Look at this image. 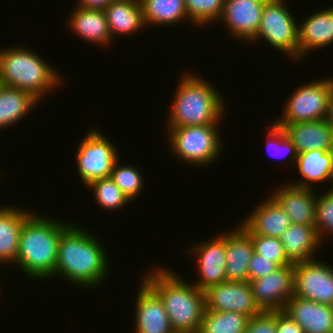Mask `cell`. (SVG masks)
<instances>
[{"mask_svg": "<svg viewBox=\"0 0 333 333\" xmlns=\"http://www.w3.org/2000/svg\"><path fill=\"white\" fill-rule=\"evenodd\" d=\"M295 168L300 172L301 179L290 185L301 188L314 189V183L332 181L333 184V166L331 154L329 151L312 150L298 154L295 162Z\"/></svg>", "mask_w": 333, "mask_h": 333, "instance_id": "d4e9b609", "label": "cell"}, {"mask_svg": "<svg viewBox=\"0 0 333 333\" xmlns=\"http://www.w3.org/2000/svg\"><path fill=\"white\" fill-rule=\"evenodd\" d=\"M31 213L21 227L18 255L14 265L29 278L49 279L55 274L58 244L62 232L69 226Z\"/></svg>", "mask_w": 333, "mask_h": 333, "instance_id": "3957f363", "label": "cell"}, {"mask_svg": "<svg viewBox=\"0 0 333 333\" xmlns=\"http://www.w3.org/2000/svg\"><path fill=\"white\" fill-rule=\"evenodd\" d=\"M44 60L24 46L0 50V84L27 91L40 102L62 83L59 72Z\"/></svg>", "mask_w": 333, "mask_h": 333, "instance_id": "5b68a950", "label": "cell"}, {"mask_svg": "<svg viewBox=\"0 0 333 333\" xmlns=\"http://www.w3.org/2000/svg\"><path fill=\"white\" fill-rule=\"evenodd\" d=\"M286 257L294 264L316 259L314 255L321 246L315 226L291 223L281 235Z\"/></svg>", "mask_w": 333, "mask_h": 333, "instance_id": "cb8c5ba5", "label": "cell"}, {"mask_svg": "<svg viewBox=\"0 0 333 333\" xmlns=\"http://www.w3.org/2000/svg\"><path fill=\"white\" fill-rule=\"evenodd\" d=\"M269 126H267V128H268V130H267L268 131L267 132L268 133V136H267L268 139L267 140L268 141L266 143L267 149H268V153H269V151L271 153V149H273V154H275V151H276V153L284 151V154H282V156L284 155L286 157V155L288 156V154H289L288 159L290 158L289 162H291V163H289L287 165H291L292 166L293 165L292 163H294V165H295V162H296L297 157H298V152L296 151V147L294 146L293 142L287 137L284 129L282 127L278 126L275 122L272 123V125H269ZM278 154L277 155L275 154V157L279 156L278 158H280V155H278Z\"/></svg>", "mask_w": 333, "mask_h": 333, "instance_id": "e575fe53", "label": "cell"}, {"mask_svg": "<svg viewBox=\"0 0 333 333\" xmlns=\"http://www.w3.org/2000/svg\"><path fill=\"white\" fill-rule=\"evenodd\" d=\"M217 124L203 126L166 127L169 148L178 160L185 164L207 166L217 161L222 151L221 137ZM219 131V132H218Z\"/></svg>", "mask_w": 333, "mask_h": 333, "instance_id": "8992f818", "label": "cell"}, {"mask_svg": "<svg viewBox=\"0 0 333 333\" xmlns=\"http://www.w3.org/2000/svg\"><path fill=\"white\" fill-rule=\"evenodd\" d=\"M267 0H224L220 21L229 35L242 41H251L257 34ZM227 26V27H226Z\"/></svg>", "mask_w": 333, "mask_h": 333, "instance_id": "4fadbf2b", "label": "cell"}, {"mask_svg": "<svg viewBox=\"0 0 333 333\" xmlns=\"http://www.w3.org/2000/svg\"><path fill=\"white\" fill-rule=\"evenodd\" d=\"M5 206L0 207V262L14 264L18 255L21 227L32 212L17 206L14 208L11 204Z\"/></svg>", "mask_w": 333, "mask_h": 333, "instance_id": "603a6c76", "label": "cell"}, {"mask_svg": "<svg viewBox=\"0 0 333 333\" xmlns=\"http://www.w3.org/2000/svg\"><path fill=\"white\" fill-rule=\"evenodd\" d=\"M325 120L329 125H333V90L329 98L327 116Z\"/></svg>", "mask_w": 333, "mask_h": 333, "instance_id": "ab89813d", "label": "cell"}, {"mask_svg": "<svg viewBox=\"0 0 333 333\" xmlns=\"http://www.w3.org/2000/svg\"><path fill=\"white\" fill-rule=\"evenodd\" d=\"M333 90V77L299 86L284 106L276 124H292L326 119L329 98Z\"/></svg>", "mask_w": 333, "mask_h": 333, "instance_id": "ba28073f", "label": "cell"}, {"mask_svg": "<svg viewBox=\"0 0 333 333\" xmlns=\"http://www.w3.org/2000/svg\"><path fill=\"white\" fill-rule=\"evenodd\" d=\"M87 188L93 190V194L99 207L105 210H117L124 208L129 204V198L121 191V189L115 184L113 179L104 177L96 179L86 185Z\"/></svg>", "mask_w": 333, "mask_h": 333, "instance_id": "f546056e", "label": "cell"}, {"mask_svg": "<svg viewBox=\"0 0 333 333\" xmlns=\"http://www.w3.org/2000/svg\"><path fill=\"white\" fill-rule=\"evenodd\" d=\"M184 74L175 90L166 126H203L222 121L225 102L216 87L196 73Z\"/></svg>", "mask_w": 333, "mask_h": 333, "instance_id": "277c9868", "label": "cell"}, {"mask_svg": "<svg viewBox=\"0 0 333 333\" xmlns=\"http://www.w3.org/2000/svg\"><path fill=\"white\" fill-rule=\"evenodd\" d=\"M196 245L189 250V254L194 253V258H197L196 271L198 270L200 276V280L194 285L204 291L212 285L226 281L225 233Z\"/></svg>", "mask_w": 333, "mask_h": 333, "instance_id": "5bb4252c", "label": "cell"}, {"mask_svg": "<svg viewBox=\"0 0 333 333\" xmlns=\"http://www.w3.org/2000/svg\"><path fill=\"white\" fill-rule=\"evenodd\" d=\"M291 225L290 218L269 196L240 223L247 234L279 238Z\"/></svg>", "mask_w": 333, "mask_h": 333, "instance_id": "ac0fdd59", "label": "cell"}, {"mask_svg": "<svg viewBox=\"0 0 333 333\" xmlns=\"http://www.w3.org/2000/svg\"><path fill=\"white\" fill-rule=\"evenodd\" d=\"M304 333H333V306L293 296L284 310Z\"/></svg>", "mask_w": 333, "mask_h": 333, "instance_id": "e0dca14e", "label": "cell"}, {"mask_svg": "<svg viewBox=\"0 0 333 333\" xmlns=\"http://www.w3.org/2000/svg\"><path fill=\"white\" fill-rule=\"evenodd\" d=\"M279 267L277 263L270 262V259L262 258L259 254L254 252L249 263L248 281L250 282L265 277L276 271Z\"/></svg>", "mask_w": 333, "mask_h": 333, "instance_id": "8d00e7d4", "label": "cell"}, {"mask_svg": "<svg viewBox=\"0 0 333 333\" xmlns=\"http://www.w3.org/2000/svg\"><path fill=\"white\" fill-rule=\"evenodd\" d=\"M204 292L206 310L238 312L249 318L262 312L255 303L249 281H224L208 287Z\"/></svg>", "mask_w": 333, "mask_h": 333, "instance_id": "7c38bea8", "label": "cell"}, {"mask_svg": "<svg viewBox=\"0 0 333 333\" xmlns=\"http://www.w3.org/2000/svg\"><path fill=\"white\" fill-rule=\"evenodd\" d=\"M322 195L317 196L315 222V228L321 242L328 236L327 233L333 236V187Z\"/></svg>", "mask_w": 333, "mask_h": 333, "instance_id": "836d02e7", "label": "cell"}, {"mask_svg": "<svg viewBox=\"0 0 333 333\" xmlns=\"http://www.w3.org/2000/svg\"><path fill=\"white\" fill-rule=\"evenodd\" d=\"M238 312L206 310L198 333H245L249 321Z\"/></svg>", "mask_w": 333, "mask_h": 333, "instance_id": "f1b7e54d", "label": "cell"}, {"mask_svg": "<svg viewBox=\"0 0 333 333\" xmlns=\"http://www.w3.org/2000/svg\"><path fill=\"white\" fill-rule=\"evenodd\" d=\"M255 303L261 311H282L294 296V264L249 282Z\"/></svg>", "mask_w": 333, "mask_h": 333, "instance_id": "8fae6325", "label": "cell"}, {"mask_svg": "<svg viewBox=\"0 0 333 333\" xmlns=\"http://www.w3.org/2000/svg\"><path fill=\"white\" fill-rule=\"evenodd\" d=\"M113 0H78L81 8L104 10Z\"/></svg>", "mask_w": 333, "mask_h": 333, "instance_id": "f35d334b", "label": "cell"}, {"mask_svg": "<svg viewBox=\"0 0 333 333\" xmlns=\"http://www.w3.org/2000/svg\"><path fill=\"white\" fill-rule=\"evenodd\" d=\"M38 101L27 91L0 84V129L20 122Z\"/></svg>", "mask_w": 333, "mask_h": 333, "instance_id": "4316f807", "label": "cell"}, {"mask_svg": "<svg viewBox=\"0 0 333 333\" xmlns=\"http://www.w3.org/2000/svg\"><path fill=\"white\" fill-rule=\"evenodd\" d=\"M254 246V252L262 258L270 259L279 266L293 264L285 255L283 244L279 238L262 236L259 234H248Z\"/></svg>", "mask_w": 333, "mask_h": 333, "instance_id": "d6a6232c", "label": "cell"}, {"mask_svg": "<svg viewBox=\"0 0 333 333\" xmlns=\"http://www.w3.org/2000/svg\"><path fill=\"white\" fill-rule=\"evenodd\" d=\"M285 0H267L261 17L260 28L251 43L266 40L278 51L286 52L293 60H299L298 24L287 9Z\"/></svg>", "mask_w": 333, "mask_h": 333, "instance_id": "52a82bcc", "label": "cell"}, {"mask_svg": "<svg viewBox=\"0 0 333 333\" xmlns=\"http://www.w3.org/2000/svg\"><path fill=\"white\" fill-rule=\"evenodd\" d=\"M104 12L112 39L113 35H131L145 27L140 0H113Z\"/></svg>", "mask_w": 333, "mask_h": 333, "instance_id": "484cf974", "label": "cell"}, {"mask_svg": "<svg viewBox=\"0 0 333 333\" xmlns=\"http://www.w3.org/2000/svg\"><path fill=\"white\" fill-rule=\"evenodd\" d=\"M73 11V12H72ZM69 17L71 32L97 46L106 47L113 40L108 28L104 10L86 9L75 6ZM86 38V39H85Z\"/></svg>", "mask_w": 333, "mask_h": 333, "instance_id": "7402d4cb", "label": "cell"}, {"mask_svg": "<svg viewBox=\"0 0 333 333\" xmlns=\"http://www.w3.org/2000/svg\"><path fill=\"white\" fill-rule=\"evenodd\" d=\"M91 129L80 141L75 154L78 175L85 186L96 179L109 177L119 158L113 142L106 139L99 129Z\"/></svg>", "mask_w": 333, "mask_h": 333, "instance_id": "9c48e42d", "label": "cell"}, {"mask_svg": "<svg viewBox=\"0 0 333 333\" xmlns=\"http://www.w3.org/2000/svg\"><path fill=\"white\" fill-rule=\"evenodd\" d=\"M145 27L175 25L190 20L184 0H140ZM147 25V26H146Z\"/></svg>", "mask_w": 333, "mask_h": 333, "instance_id": "83f0119b", "label": "cell"}, {"mask_svg": "<svg viewBox=\"0 0 333 333\" xmlns=\"http://www.w3.org/2000/svg\"><path fill=\"white\" fill-rule=\"evenodd\" d=\"M135 301L136 333H174L160 297L142 280Z\"/></svg>", "mask_w": 333, "mask_h": 333, "instance_id": "9a60e30c", "label": "cell"}, {"mask_svg": "<svg viewBox=\"0 0 333 333\" xmlns=\"http://www.w3.org/2000/svg\"><path fill=\"white\" fill-rule=\"evenodd\" d=\"M81 228L71 222L62 232L54 276L61 275L62 279L81 288H95L106 281L109 258L100 240Z\"/></svg>", "mask_w": 333, "mask_h": 333, "instance_id": "6da1fadb", "label": "cell"}, {"mask_svg": "<svg viewBox=\"0 0 333 333\" xmlns=\"http://www.w3.org/2000/svg\"><path fill=\"white\" fill-rule=\"evenodd\" d=\"M188 18L194 26L210 25L220 19L224 0H184ZM210 23V24H208Z\"/></svg>", "mask_w": 333, "mask_h": 333, "instance_id": "4dcf8cb0", "label": "cell"}, {"mask_svg": "<svg viewBox=\"0 0 333 333\" xmlns=\"http://www.w3.org/2000/svg\"><path fill=\"white\" fill-rule=\"evenodd\" d=\"M245 333H277L276 311H262L259 315L251 317Z\"/></svg>", "mask_w": 333, "mask_h": 333, "instance_id": "d590c367", "label": "cell"}, {"mask_svg": "<svg viewBox=\"0 0 333 333\" xmlns=\"http://www.w3.org/2000/svg\"><path fill=\"white\" fill-rule=\"evenodd\" d=\"M294 296L333 306V266L317 259L294 263Z\"/></svg>", "mask_w": 333, "mask_h": 333, "instance_id": "30bf717a", "label": "cell"}, {"mask_svg": "<svg viewBox=\"0 0 333 333\" xmlns=\"http://www.w3.org/2000/svg\"><path fill=\"white\" fill-rule=\"evenodd\" d=\"M119 158L114 163L110 177L130 201L137 198L142 192L143 177L140 170L134 166L119 164Z\"/></svg>", "mask_w": 333, "mask_h": 333, "instance_id": "1f68e13d", "label": "cell"}, {"mask_svg": "<svg viewBox=\"0 0 333 333\" xmlns=\"http://www.w3.org/2000/svg\"><path fill=\"white\" fill-rule=\"evenodd\" d=\"M174 333H182V332H174ZM183 333H194V332H183Z\"/></svg>", "mask_w": 333, "mask_h": 333, "instance_id": "7bdbcfd3", "label": "cell"}, {"mask_svg": "<svg viewBox=\"0 0 333 333\" xmlns=\"http://www.w3.org/2000/svg\"><path fill=\"white\" fill-rule=\"evenodd\" d=\"M277 333H304L303 329L285 312L276 311Z\"/></svg>", "mask_w": 333, "mask_h": 333, "instance_id": "74e56055", "label": "cell"}, {"mask_svg": "<svg viewBox=\"0 0 333 333\" xmlns=\"http://www.w3.org/2000/svg\"><path fill=\"white\" fill-rule=\"evenodd\" d=\"M302 21L298 24L299 60L308 52L333 43V7L314 12Z\"/></svg>", "mask_w": 333, "mask_h": 333, "instance_id": "ffe728a7", "label": "cell"}, {"mask_svg": "<svg viewBox=\"0 0 333 333\" xmlns=\"http://www.w3.org/2000/svg\"><path fill=\"white\" fill-rule=\"evenodd\" d=\"M330 128H331L332 145H333V125H330Z\"/></svg>", "mask_w": 333, "mask_h": 333, "instance_id": "b9f144b4", "label": "cell"}, {"mask_svg": "<svg viewBox=\"0 0 333 333\" xmlns=\"http://www.w3.org/2000/svg\"><path fill=\"white\" fill-rule=\"evenodd\" d=\"M226 281H248L249 263L254 253L251 237L238 225L225 232Z\"/></svg>", "mask_w": 333, "mask_h": 333, "instance_id": "d6986e66", "label": "cell"}, {"mask_svg": "<svg viewBox=\"0 0 333 333\" xmlns=\"http://www.w3.org/2000/svg\"><path fill=\"white\" fill-rule=\"evenodd\" d=\"M157 268L142 280L162 300L173 331L198 333L206 309L205 292L171 269Z\"/></svg>", "mask_w": 333, "mask_h": 333, "instance_id": "7a4b0ae2", "label": "cell"}, {"mask_svg": "<svg viewBox=\"0 0 333 333\" xmlns=\"http://www.w3.org/2000/svg\"><path fill=\"white\" fill-rule=\"evenodd\" d=\"M329 152L331 154L332 166H333V145H332L331 149L329 150Z\"/></svg>", "mask_w": 333, "mask_h": 333, "instance_id": "60d3db41", "label": "cell"}, {"mask_svg": "<svg viewBox=\"0 0 333 333\" xmlns=\"http://www.w3.org/2000/svg\"><path fill=\"white\" fill-rule=\"evenodd\" d=\"M310 188L288 184L277 189L270 197L290 218L291 223L315 226L317 195Z\"/></svg>", "mask_w": 333, "mask_h": 333, "instance_id": "2e32d148", "label": "cell"}, {"mask_svg": "<svg viewBox=\"0 0 333 333\" xmlns=\"http://www.w3.org/2000/svg\"><path fill=\"white\" fill-rule=\"evenodd\" d=\"M277 125L284 129L298 154L312 150L329 151L332 147L331 128L325 119Z\"/></svg>", "mask_w": 333, "mask_h": 333, "instance_id": "44dd1931", "label": "cell"}]
</instances>
